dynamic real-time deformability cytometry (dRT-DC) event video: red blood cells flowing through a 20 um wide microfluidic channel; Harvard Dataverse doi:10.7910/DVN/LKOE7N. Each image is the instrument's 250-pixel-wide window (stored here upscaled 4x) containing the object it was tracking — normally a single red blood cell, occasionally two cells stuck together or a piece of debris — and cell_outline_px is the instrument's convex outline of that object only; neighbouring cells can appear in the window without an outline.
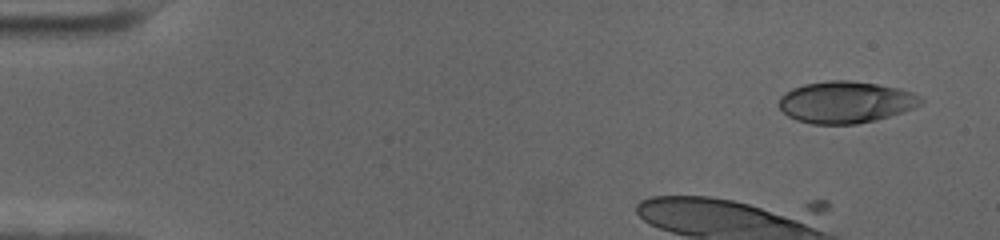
{"species": "human", "species_latin": "Homo sapiens", "temperature_condition": "cold", "stored_images_in_passage": 16, "camera_frame_rate_fps": 3000, "um_per_image_px": 0.085, "donor": {"sex": "female"}, "frame": {"image": 1, "passage_image": 3, "time_ms": 0.667, "image_size_px": [1000, 240], "cell_outline_px": [[924, 104], [876, 120], [856, 124], [812, 124], [796, 120], [788, 116], [780, 108], [780, 96], [784, 92], [792, 88], [804, 84], [828, 80], [848, 80], [876, 84], [900, 88], [912, 92], [920, 96], [924, 100]], "centroid_in_image_um": [71.88, 8.68], "position_along_channel_um": 13.1, "area_um2": 34.56}}